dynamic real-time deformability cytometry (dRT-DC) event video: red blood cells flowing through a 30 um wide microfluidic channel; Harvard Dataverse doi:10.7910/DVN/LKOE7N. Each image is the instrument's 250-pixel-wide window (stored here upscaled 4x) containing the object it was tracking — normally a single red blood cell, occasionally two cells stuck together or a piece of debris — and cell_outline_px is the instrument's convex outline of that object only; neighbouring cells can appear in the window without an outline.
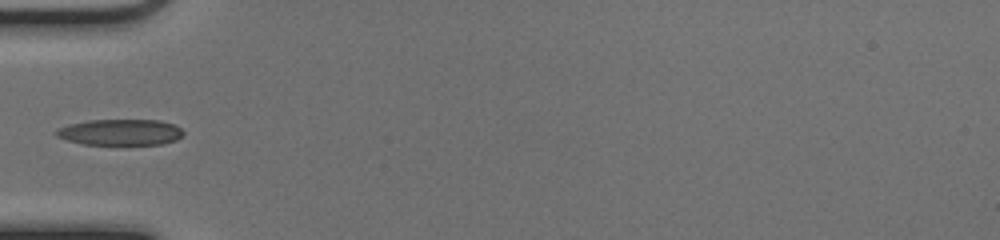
{"species": "common noctule bat (a hibernating species)", "species_latin": "Nyctalus noctula", "temperature_condition": "cold", "stored_images_in_passage": 31, "camera_frame_rate_fps": 3000, "um_per_image_px": 0.085, "animal": {"sex": "female", "body_mass_g": 17.0, "forearm_length_mm": 48.0}, "frame": {"image": 1, "passage_image": 1, "time_ms": 0.0, "image_size_px": [1000, 240], "cell_outline_px": [[184, 132], [176, 140], [160, 144], [84, 144], [68, 140], [56, 136], [56, 132], [60, 128], [68, 124], [88, 120], [160, 120], [172, 124], [180, 128]], "centroid_in_image_um": [10.23, 11.23], "position_along_channel_um": 74.8, "area_um2": 19.02}}